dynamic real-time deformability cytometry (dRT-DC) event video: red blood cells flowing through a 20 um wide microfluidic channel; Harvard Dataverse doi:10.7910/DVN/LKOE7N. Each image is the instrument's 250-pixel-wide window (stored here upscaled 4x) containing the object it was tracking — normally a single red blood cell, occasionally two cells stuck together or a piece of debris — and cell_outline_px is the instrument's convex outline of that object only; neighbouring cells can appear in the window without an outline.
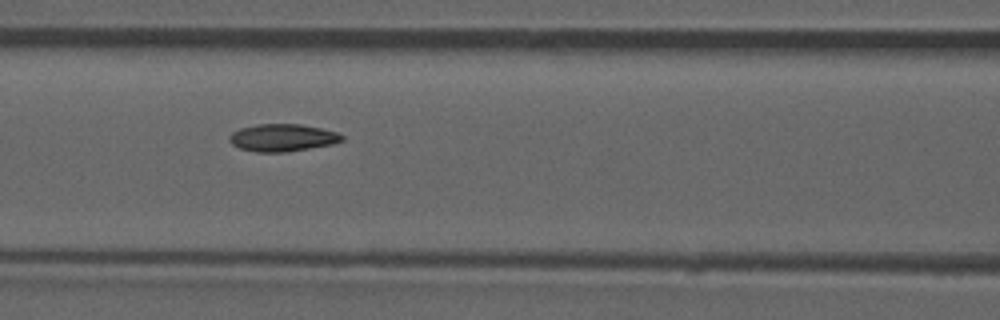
{"species": "common noctule bat (a hibernating species)", "species_latin": "Nyctalus noctula", "temperature_condition": "room temperature", "stored_images_in_passage": 36, "camera_frame_rate_fps": 3000, "um_per_image_px": 0.085, "animal": {"sex": "male", "forearm_length_mm": 52.5}, "frame": {"image": 1, "passage_image": 6, "time_ms": 1.667, "image_size_px": [1000, 320], "cell_outline_px": [[344, 140], [332, 144], [288, 152], [256, 152], [240, 148], [232, 144], [228, 140], [228, 136], [232, 132], [240, 128], [256, 124], [300, 124], [320, 128], [336, 132], [344, 136]], "centroid_in_image_um": [23.99, 11.7], "position_along_channel_um": 142.6, "area_um2": 18.03}}